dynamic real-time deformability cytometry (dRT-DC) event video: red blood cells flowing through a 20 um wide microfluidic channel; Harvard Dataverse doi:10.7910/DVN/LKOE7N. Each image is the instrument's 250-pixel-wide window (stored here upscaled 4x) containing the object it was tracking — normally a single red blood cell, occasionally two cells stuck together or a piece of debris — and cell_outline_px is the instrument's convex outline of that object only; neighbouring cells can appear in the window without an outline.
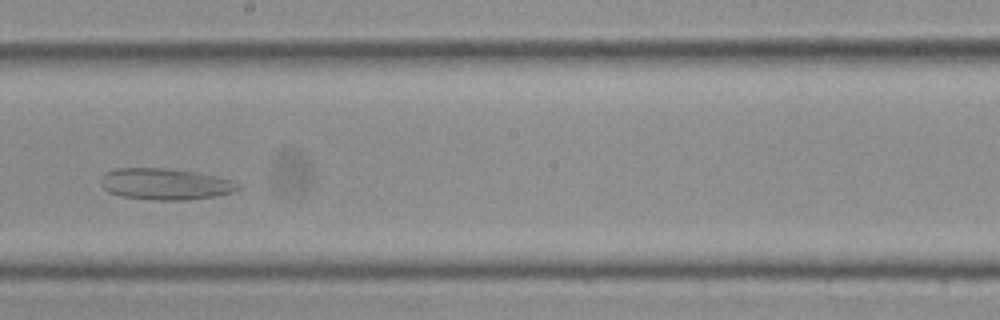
{"species": "Egyptian fruit bat (a non-hibernating species)", "species_latin": "Rousettus aegyptiacus", "temperature_condition": "cold", "stored_images_in_passage": 19, "camera_frame_rate_fps": 3000, "um_per_image_px": 0.085, "frame": {"image": 1, "passage_image": 14, "time_ms": 4.333, "image_size_px": [1000, 320], "cell_outline_px": [[240, 188], [236, 192], [216, 196], [188, 200], [152, 200], [124, 196], [108, 192], [100, 184], [100, 180], [108, 172], [116, 168], [168, 168], [196, 172], [236, 180], [240, 184]], "centroid_in_image_um": [14.13, 15.65], "position_along_channel_um": 234.1, "area_um2": 25.32}}